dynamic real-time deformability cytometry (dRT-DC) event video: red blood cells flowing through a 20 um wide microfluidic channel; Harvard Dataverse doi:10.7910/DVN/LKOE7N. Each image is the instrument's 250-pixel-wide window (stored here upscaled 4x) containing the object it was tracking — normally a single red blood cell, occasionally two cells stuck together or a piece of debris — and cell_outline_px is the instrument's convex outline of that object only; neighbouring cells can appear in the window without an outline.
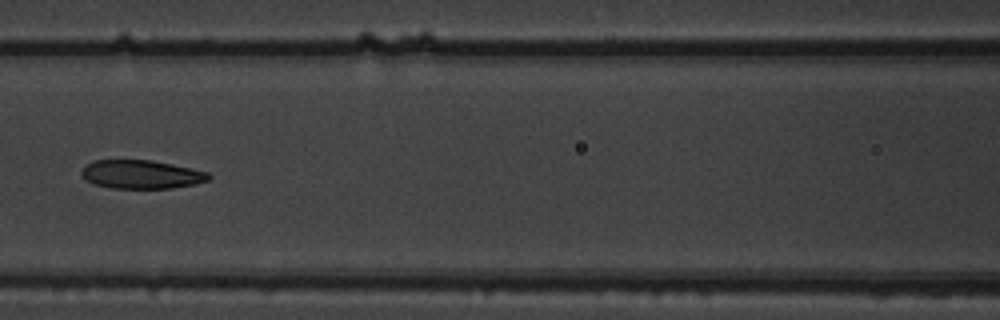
{"species": "common noctule bat (a hibernating species)", "species_latin": "Nyctalus noctula", "temperature_condition": "warm", "stored_images_in_passage": 7, "camera_frame_rate_fps": 3000, "um_per_image_px": 0.085, "animal": {"sex": "male", "body_mass_g": 19.5, "forearm_length_mm": 54.6}, "frame": {"image": 1, "passage_image": 6, "time_ms": 1.667, "image_size_px": [1000, 320], "cell_outline_px": [[212, 176], [208, 180], [196, 184], [172, 188], [112, 188], [92, 184], [84, 180], [80, 172], [92, 160], [152, 160], [172, 164], [208, 172]], "centroid_in_image_um": [12.0, 14.83], "position_along_channel_um": 154.6, "area_um2": 21.27}}
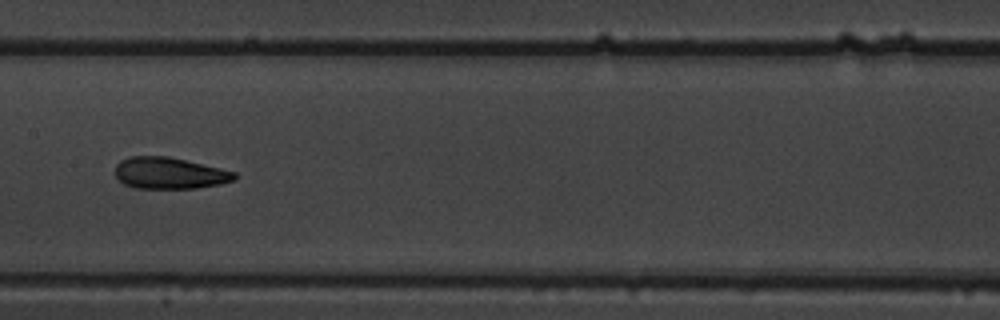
{"frame": {"image": 2, "passage_image": 7, "time_ms": 2.0, "image_size_px": [1000, 320], "cell_outline_px": [[236, 180], [220, 184], [196, 188], [136, 188], [124, 184], [116, 176], [116, 164], [120, 160], [128, 156], [168, 156], [220, 168], [236, 172]], "centroid_in_image_um": [14.4, 14.71], "position_along_channel_um": 193.0, "area_um2": 21.91}}